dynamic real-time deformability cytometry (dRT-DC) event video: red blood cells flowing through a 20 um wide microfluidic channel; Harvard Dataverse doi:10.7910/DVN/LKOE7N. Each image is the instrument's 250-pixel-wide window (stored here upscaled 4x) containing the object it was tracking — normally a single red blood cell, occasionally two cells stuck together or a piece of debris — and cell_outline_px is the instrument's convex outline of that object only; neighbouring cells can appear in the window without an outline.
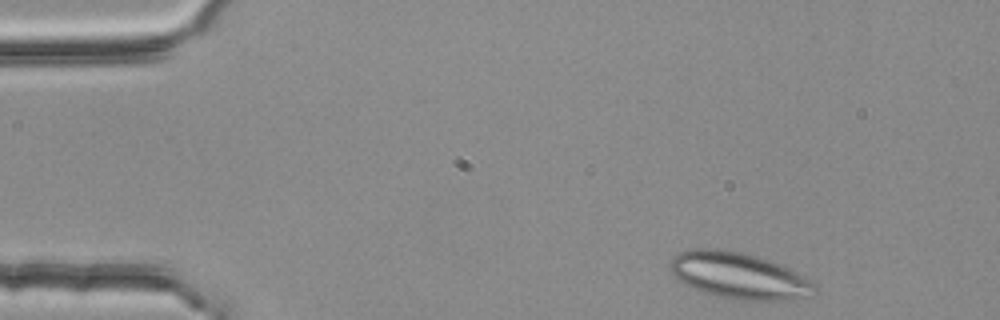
{"species": "common noctule bat (a hibernating species)", "species_latin": "Nyctalus noctula", "temperature_condition": "room temperature", "stored_images_in_passage": 44, "segment_of_instrument_passage": [1, 2], "camera_frame_rate_fps": 3000, "um_per_image_px": 0.085, "animal": {"sex": "female", "body_mass_g": 25.1}, "frame": {"image": 1, "passage_image": 1, "time_ms": 0.0, "image_size_px": [1000, 320], "cell_outline_px": [[816, 292], [808, 296], [788, 300], [736, 300], [716, 296], [700, 292], [676, 280], [668, 268], [668, 264], [672, 256], [676, 252], [692, 248], [724, 248], [744, 252], [780, 264], [804, 276], [816, 284]], "centroid_in_image_um": [62.72, 23.41], "position_along_channel_um": 22.3, "area_um2": 39.82}}